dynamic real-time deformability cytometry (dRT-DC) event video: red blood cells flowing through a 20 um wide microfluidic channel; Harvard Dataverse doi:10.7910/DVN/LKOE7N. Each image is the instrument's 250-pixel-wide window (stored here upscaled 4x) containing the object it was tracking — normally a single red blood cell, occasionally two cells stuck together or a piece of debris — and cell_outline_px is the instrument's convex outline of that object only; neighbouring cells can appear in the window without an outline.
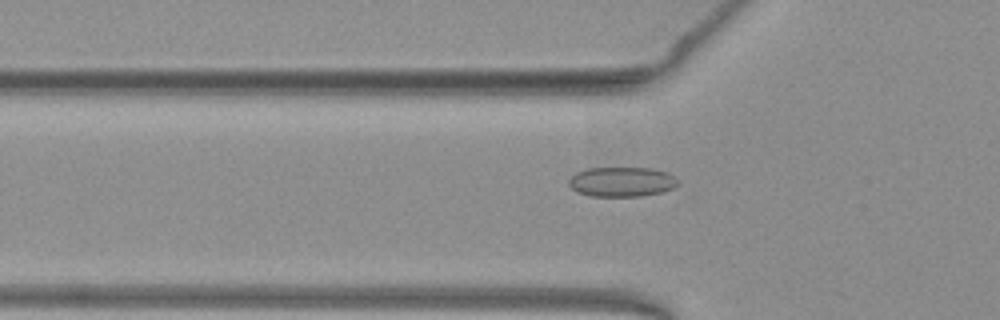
{"species": "common noctule bat (a hibernating species)", "species_latin": "Nyctalus noctula", "temperature_condition": "warm", "stored_images_in_passage": 52, "camera_frame_rate_fps": 3000, "um_per_image_px": 0.085, "animal": {"sex": "female", "body_mass_g": 19.3, "forearm_length_mm": 54.1}, "frame": {"image": 1, "passage_image": 17, "time_ms": 5.333, "image_size_px": [1000, 320], "cell_outline_px": [[676, 184], [672, 188], [660, 192], [640, 196], [588, 196], [576, 192], [568, 184], [568, 180], [576, 172], [588, 168], [652, 168], [668, 172], [676, 180]], "centroid_in_image_um": [52.79, 15.45], "position_along_channel_um": 73.0, "area_um2": 18.79}}
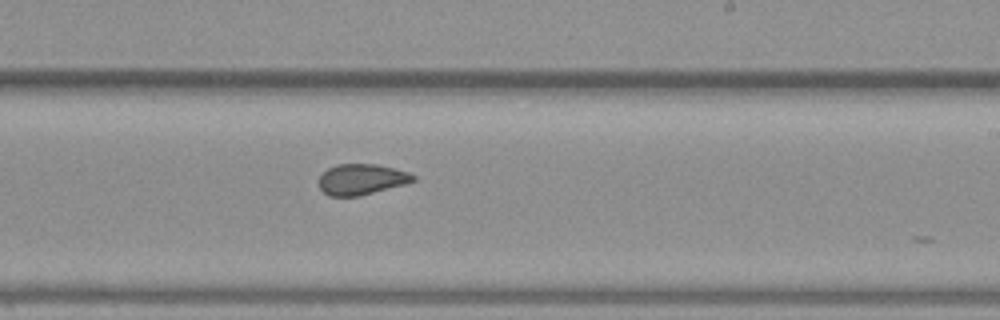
{"frame": {"image": 2, "passage_image": 31, "time_ms": 10.0, "image_size_px": [1000, 320], "cell_outline_px": [[416, 180], [404, 184], [360, 196], [328, 196], [320, 188], [320, 176], [328, 168], [340, 164], [376, 164], [396, 168], [408, 172], [416, 176]], "centroid_in_image_um": [30.75, 15.24], "position_along_channel_um": 258.2, "area_um2": 16.82}}
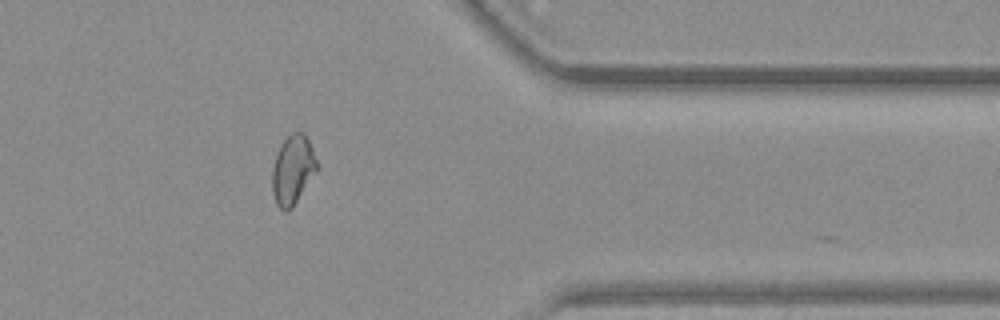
{"frame": {"image": 3, "passage_image": 42, "time_ms": 13.667, "image_size_px": [1000, 320], "cell_outline_px": [[320, 168], [292, 208], [288, 212], [284, 212], [276, 204], [272, 192], [272, 168], [280, 144], [292, 132], [304, 132], [312, 148]], "centroid_in_image_um": [24.9, 14.46], "position_along_channel_um": 386.5, "area_um2": 18.32}, "authors_computed_cell_mechanics": {"area_um2": 18.3804, "velocity_mm_per_s": 3.9547, "shape_relaxation_time_tau1_ms": null, "shape_relaxation_time_tau2_ms": 1.4251, "deformation_change_tau1": null, "deformation_change_tau2": 0.0694}}